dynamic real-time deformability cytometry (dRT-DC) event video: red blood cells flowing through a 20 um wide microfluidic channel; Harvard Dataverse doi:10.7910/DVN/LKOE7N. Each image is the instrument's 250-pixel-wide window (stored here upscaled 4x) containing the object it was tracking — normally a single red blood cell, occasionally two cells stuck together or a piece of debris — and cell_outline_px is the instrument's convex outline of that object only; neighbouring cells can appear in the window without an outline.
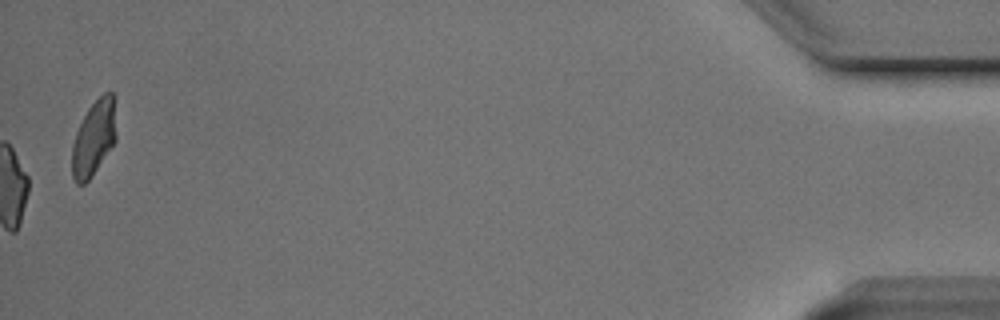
{"species": "Egyptian fruit bat (a non-hibernating species)", "species_latin": "Rousettus aegyptiacus", "temperature_condition": "cold", "stored_images_in_passage": 42, "camera_frame_rate_fps": 3000, "um_per_image_px": 0.085, "animal": {"sex": "male"}, "frame": {"image": 1, "passage_image": 42, "time_ms": 13.667, "image_size_px": [1000, 320], "cell_outline_px": [[116, 140], [88, 180], [84, 184], [76, 184], [72, 176], [72, 144], [76, 132], [88, 108], [104, 92], [112, 92], [116, 96]], "centroid_in_image_um": [8.0, 11.67], "position_along_channel_um": 427.2, "area_um2": 19.48}, "authors_computed_cell_mechanics": {"area_um2": 20.6346, "velocity_mm_per_s": 3.7314, "shape_relaxation_time_tau1_ms": 4.55, "shape_relaxation_time_tau2_ms": 2.4544, "deformation_change_tau1": 0.1329, "deformation_change_tau2": 0.0883}}